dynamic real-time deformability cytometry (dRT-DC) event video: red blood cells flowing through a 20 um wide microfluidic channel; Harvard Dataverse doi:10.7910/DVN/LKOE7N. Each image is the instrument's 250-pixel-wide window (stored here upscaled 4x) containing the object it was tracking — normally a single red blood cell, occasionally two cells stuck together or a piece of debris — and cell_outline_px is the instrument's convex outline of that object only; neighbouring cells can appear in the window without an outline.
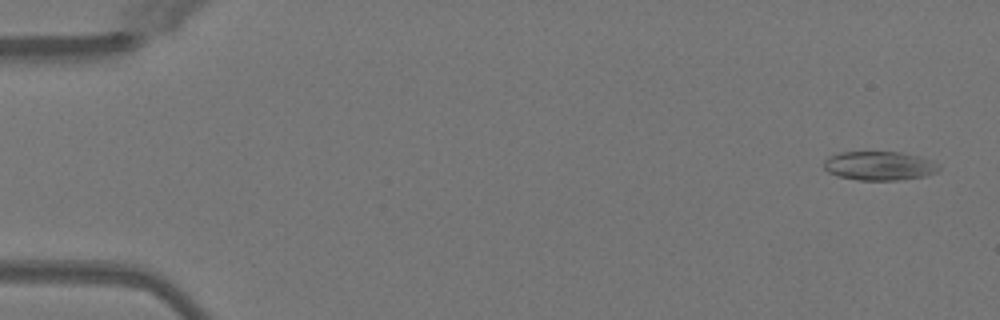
{"species": "Egyptian fruit bat (a non-hibernating species)", "species_latin": "Rousettus aegyptiacus", "temperature_condition": "warm", "stored_images_in_passage": 50, "camera_frame_rate_fps": 3000, "um_per_image_px": 0.085, "animal": {"sex": "female"}, "frame": {"image": 1, "passage_image": 2, "time_ms": 0.333, "image_size_px": [1000, 320], "cell_outline_px": [[940, 168], [936, 172], [924, 176], [896, 180], [856, 180], [840, 176], [828, 172], [824, 168], [824, 160], [828, 156], [840, 152], [900, 152], [920, 156], [932, 160], [940, 164]], "centroid_in_image_um": [74.75, 14.08], "position_along_channel_um": 10.2, "area_um2": 19.48}}
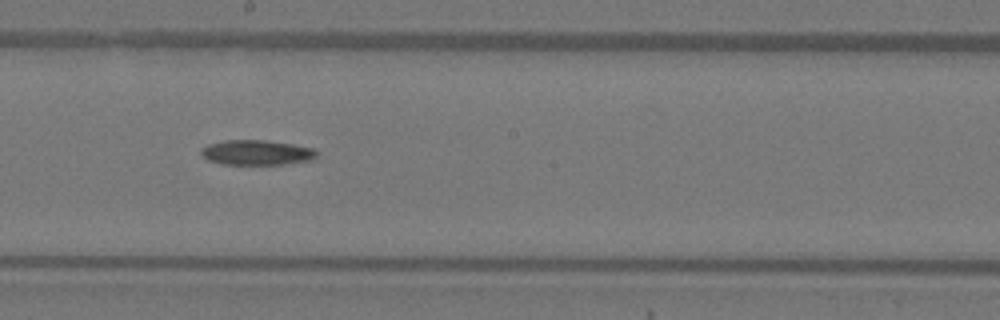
{"frame": {"image": 2, "passage_image": 28, "time_ms": 9.0, "image_size_px": [1000, 320], "cell_outline_px": [[316, 156], [312, 160], [284, 164], [224, 164], [208, 160], [200, 156], [200, 148], [208, 144], [224, 140], [264, 140], [292, 144], [312, 148], [316, 152]], "centroid_in_image_um": [21.75, 12.96], "position_along_channel_um": 226.4, "area_um2": 16.82}}
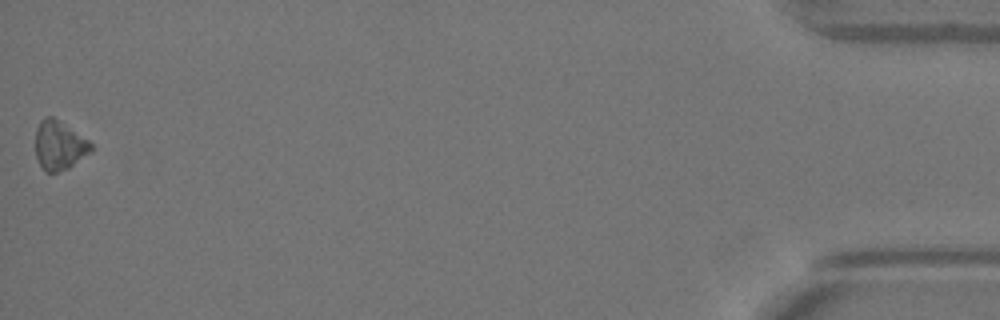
{"frame": {"image": 3, "passage_image": 50, "time_ms": 16.333, "image_size_px": [1000, 320], "cell_outline_px": [[92, 152], [68, 168], [56, 172], [44, 172], [36, 156], [36, 128], [40, 120], [44, 116], [52, 116], [88, 140], [92, 144]], "centroid_in_image_um": [5.03, 12.36], "position_along_channel_um": 430.2, "area_um2": 15.78}, "authors_computed_cell_mechanics": {"area_um2": 17.34, "velocity_mm_per_s": 4.0596, "shape_relaxation_time_tau1_ms": 2.9679, "shape_relaxation_time_tau2_ms": null, "deformation_change_tau1": 0.0705, "deformation_change_tau2": null}}